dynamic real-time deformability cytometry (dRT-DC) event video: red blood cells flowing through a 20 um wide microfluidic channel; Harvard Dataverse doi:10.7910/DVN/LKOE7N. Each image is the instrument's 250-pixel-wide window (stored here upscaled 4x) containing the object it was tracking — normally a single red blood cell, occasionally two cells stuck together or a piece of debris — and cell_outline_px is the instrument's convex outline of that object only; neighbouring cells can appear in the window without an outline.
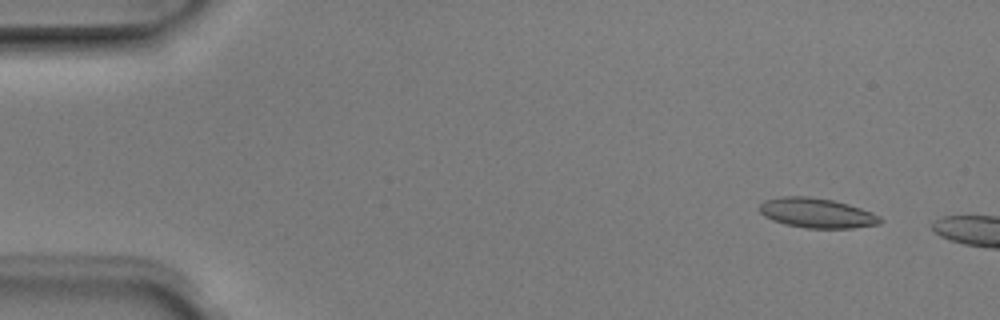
{"species": "Egyptian fruit bat (a non-hibernating species)", "species_latin": "Rousettus aegyptiacus", "temperature_condition": "room temperature", "stored_images_in_passage": 3, "camera_frame_rate_fps": 3000, "um_per_image_px": 0.085, "animal": {"sex": "male"}, "frame": {"image": 1, "passage_image": 2, "time_ms": 0.333, "image_size_px": [1000, 320], "cell_outline_px": [[884, 220], [880, 224], [852, 228], [804, 228], [784, 224], [772, 220], [764, 216], [760, 212], [760, 204], [764, 200], [780, 196], [808, 196], [832, 200], [848, 204], [872, 212], [880, 216]], "centroid_in_image_um": [69.43, 18.11], "position_along_channel_um": 15.6, "area_um2": 21.1}}